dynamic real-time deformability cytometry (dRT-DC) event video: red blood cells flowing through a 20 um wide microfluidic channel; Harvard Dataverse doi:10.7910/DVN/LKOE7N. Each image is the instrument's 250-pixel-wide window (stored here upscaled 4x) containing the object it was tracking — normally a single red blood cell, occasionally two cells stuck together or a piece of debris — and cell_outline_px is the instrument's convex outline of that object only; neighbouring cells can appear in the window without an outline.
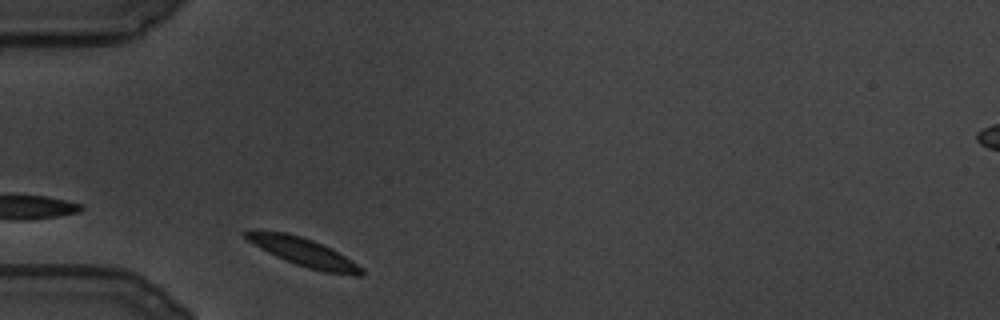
{"species": "common noctule bat (a hibernating species)", "species_latin": "Nyctalus noctula", "temperature_condition": "cold", "stored_images_in_passage": 65, "camera_frame_rate_fps": 3000, "um_per_image_px": 0.085, "animal": {"sex": "male", "body_mass_g": 19.5, "forearm_length_mm": 54.6}, "frame": {"image": 1, "passage_image": 3, "time_ms": 0.667, "image_size_px": [1000, 320], "cell_outline_px": [[364, 276], [352, 276], [324, 272], [308, 268], [284, 260], [260, 248], [248, 240], [240, 232], [248, 228], [260, 228], [288, 232], [312, 240], [344, 256], [364, 268]], "centroid_in_image_um": [25.71, 21.4], "position_along_channel_um": 59.3, "area_um2": 19.48}}
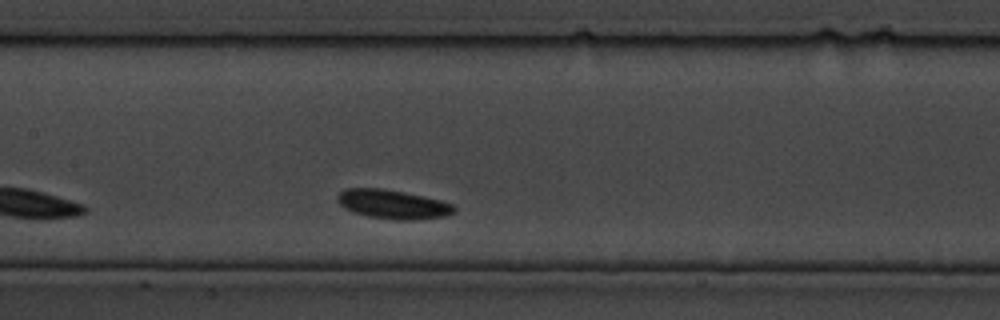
{"frame": {"image": 2, "passage_image": 26, "time_ms": 8.333, "image_size_px": [1000, 320], "cell_outline_px": [[456, 212], [444, 216], [416, 220], [396, 220], [368, 216], [344, 208], [336, 200], [336, 196], [344, 188], [384, 188], [424, 196], [440, 200], [452, 204], [456, 208]], "centroid_in_image_um": [33.39, 17.36], "position_along_channel_um": 174.0, "area_um2": 19.83}}
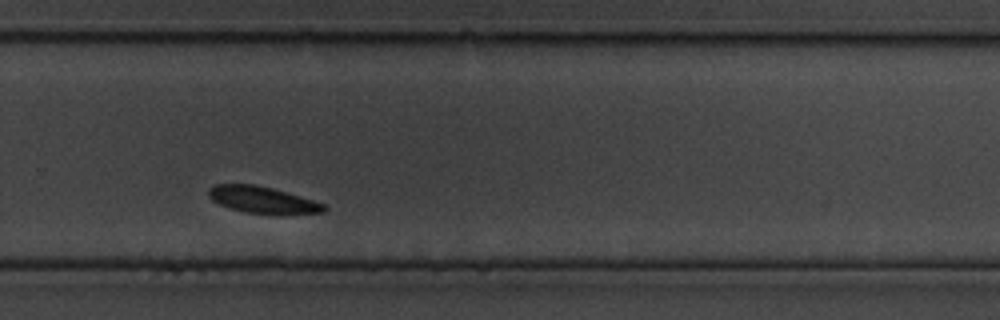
{"frame": {"image": 3, "passage_image": 51, "time_ms": 16.667, "image_size_px": [1000, 320], "cell_outline_px": [[328, 208], [324, 212], [280, 216], [244, 212], [220, 204], [212, 200], [208, 196], [208, 188], [216, 184], [256, 184], [272, 188], [312, 200], [324, 204]], "centroid_in_image_um": [22.34, 17.01], "position_along_channel_um": 307.5, "area_um2": 18.26}}